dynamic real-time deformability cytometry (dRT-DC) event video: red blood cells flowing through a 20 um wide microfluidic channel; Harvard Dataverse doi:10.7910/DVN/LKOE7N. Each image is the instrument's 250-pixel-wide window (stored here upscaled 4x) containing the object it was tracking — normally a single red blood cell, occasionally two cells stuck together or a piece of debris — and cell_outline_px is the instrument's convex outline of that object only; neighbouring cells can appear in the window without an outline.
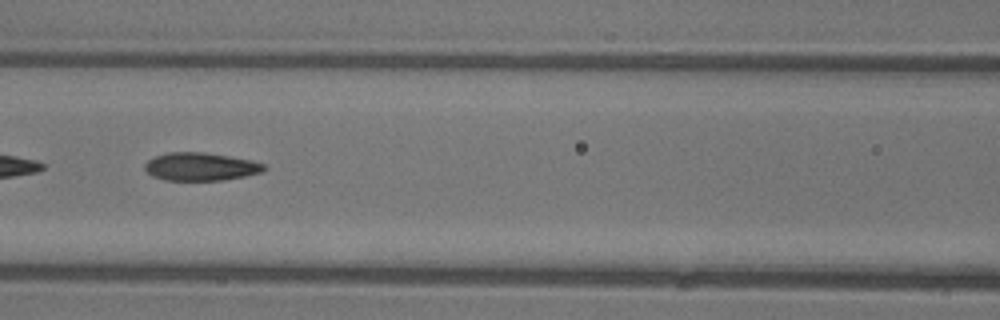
{"species": "common noctule bat (a hibernating species)", "species_latin": "Nyctalus noctula", "temperature_condition": "warm", "stored_images_in_passage": 47, "segment_of_instrument_passage": [2, 2], "camera_frame_rate_fps": 3000, "um_per_image_px": 0.085, "animal": {"sex": "female"}, "frame": {"image": 1, "passage_image": 21, "time_ms": 6.667, "image_size_px": [1000, 320], "cell_outline_px": [[268, 168], [264, 172], [224, 180], [164, 180], [152, 176], [144, 168], [144, 164], [148, 160], [156, 156], [168, 152], [204, 152], [252, 160], [264, 164]], "centroid_in_image_um": [17.07, 14.16], "position_along_channel_um": 149.5, "area_um2": 19.54}}
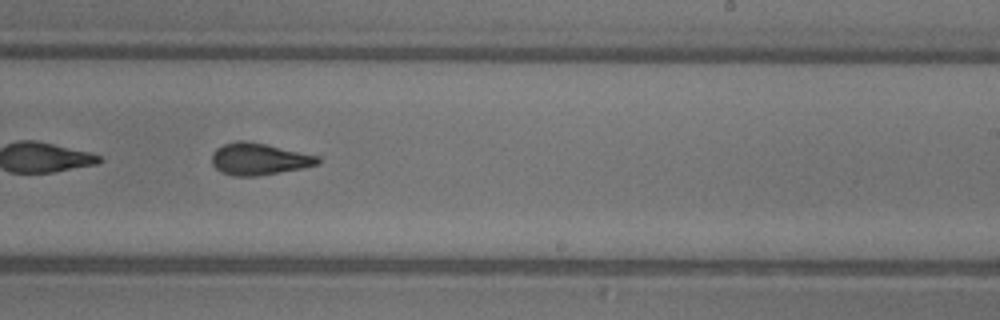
{"frame": {"image": 2, "passage_image": 29, "time_ms": 9.333, "image_size_px": [1000, 320], "cell_outline_px": [[320, 164], [304, 168], [256, 176], [236, 176], [224, 172], [216, 168], [212, 164], [212, 152], [216, 148], [224, 144], [236, 140], [244, 140], [264, 144], [320, 156]], "centroid_in_image_um": [22.03, 13.51], "position_along_channel_um": 267.0, "area_um2": 19.59}}
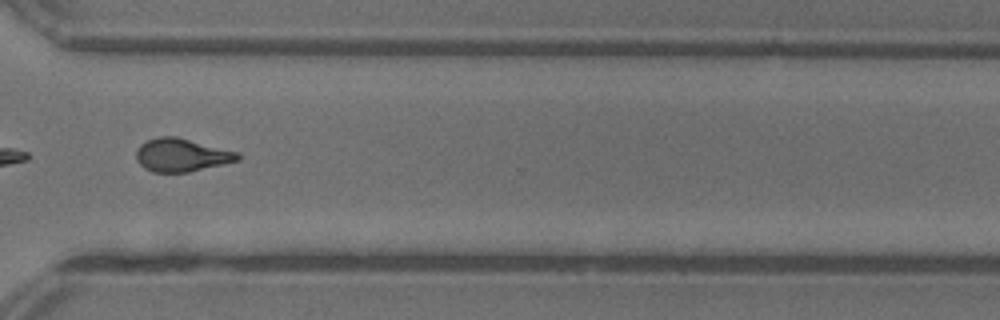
{"frame": {"image": 3, "passage_image": 35, "time_ms": 11.333, "image_size_px": [1000, 320], "cell_outline_px": [[240, 160], [224, 164], [188, 172], [152, 172], [144, 168], [136, 160], [136, 152], [140, 144], [148, 140], [160, 136], [176, 136], [240, 152]], "centroid_in_image_um": [15.45, 13.18], "position_along_channel_um": 355.2, "area_um2": 19.71}}